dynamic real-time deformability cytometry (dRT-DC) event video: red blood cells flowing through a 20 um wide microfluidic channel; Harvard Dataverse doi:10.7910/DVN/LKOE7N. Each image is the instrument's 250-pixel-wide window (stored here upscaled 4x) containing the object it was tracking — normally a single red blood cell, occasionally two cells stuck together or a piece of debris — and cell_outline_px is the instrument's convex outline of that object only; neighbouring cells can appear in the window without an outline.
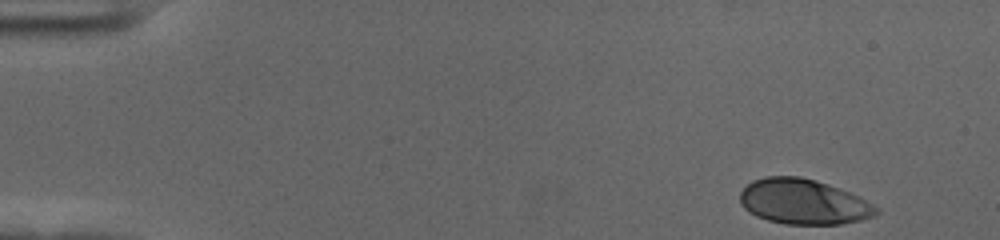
{"species": "human", "species_latin": "Homo sapiens", "temperature_condition": "cold", "stored_images_in_passage": 46, "camera_frame_rate_fps": 3000, "um_per_image_px": 0.085, "donor": {"sex": "female"}, "frame": {"image": 1, "passage_image": 1, "time_ms": 0.0, "image_size_px": [1000, 240], "cell_outline_px": [[880, 212], [876, 216], [860, 220], [840, 224], [784, 224], [768, 220], [756, 216], [748, 212], [740, 204], [740, 192], [752, 180], [764, 176], [800, 176], [816, 180], [828, 184], [848, 192], [880, 208]], "centroid_in_image_um": [68.27, 17.15], "position_along_channel_um": 16.7, "area_um2": 35.95}}
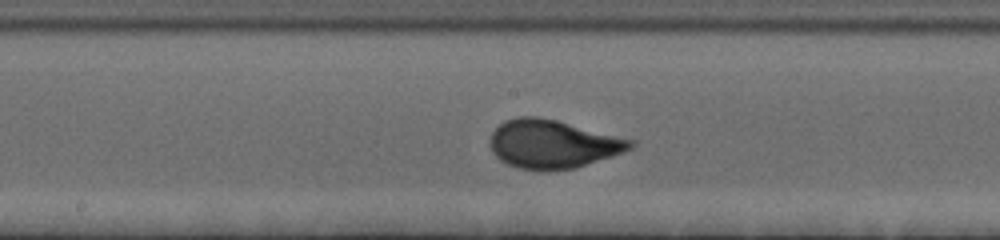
{"frame": {"image": 2, "passage_image": 26, "time_ms": 8.333, "image_size_px": [1000, 240], "cell_outline_px": [[636, 144], [632, 148], [612, 156], [572, 168], [516, 168], [500, 160], [492, 152], [488, 144], [492, 132], [504, 120], [520, 116], [540, 116], [636, 140]], "centroid_in_image_um": [46.96, 12.2], "position_along_channel_um": 201.2, "area_um2": 39.13}}
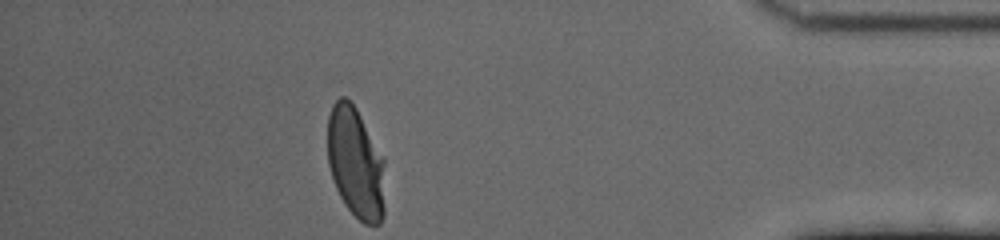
{"frame": {"image": 3, "passage_image": 46, "time_ms": 15.0, "image_size_px": [1000, 240], "cell_outline_px": [[384, 216], [380, 224], [364, 224], [344, 204], [336, 188], [328, 164], [328, 116], [332, 104], [340, 96], [344, 96], [356, 108], [384, 156]], "centroid_in_image_um": [30.24, 13.84], "position_along_channel_um": 405.0, "area_um2": 37.4}, "authors_computed_cell_mechanics": {"area_um2": 37.9746, "velocity_mm_per_s": 3.6527, "shape_relaxation_time_tau1_ms": 3.3944, "shape_relaxation_time_tau2_ms": null, "deformation_change_tau1": 0.1685, "deformation_change_tau2": null}}